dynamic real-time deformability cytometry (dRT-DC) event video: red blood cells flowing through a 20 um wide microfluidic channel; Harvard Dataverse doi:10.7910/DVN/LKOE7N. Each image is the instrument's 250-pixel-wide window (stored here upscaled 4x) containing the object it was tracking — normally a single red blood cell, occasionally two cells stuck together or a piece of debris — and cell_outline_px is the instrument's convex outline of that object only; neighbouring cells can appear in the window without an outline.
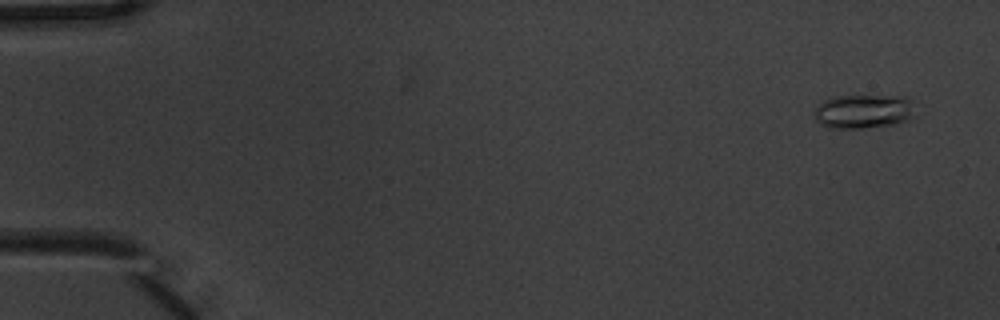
{"species": "common noctule bat (a hibernating species)", "species_latin": "Nyctalus noctula", "temperature_condition": "warm", "stored_images_in_passage": 5, "camera_frame_rate_fps": 3000, "um_per_image_px": 0.085, "animal": {"sex": "male", "body_mass_g": 20.1, "forearm_length_mm": 53.5}, "frame": {"image": 1, "passage_image": 1, "time_ms": 0.0, "image_size_px": [1000, 320], "cell_outline_px": [[912, 100], [908, 116], [904, 120], [892, 124], [860, 128], [828, 128], [820, 124], [816, 120], [812, 112], [824, 100], [836, 96], [904, 96]], "centroid_in_image_um": [73.27, 9.46], "position_along_channel_um": 11.7, "area_um2": 19.48}}